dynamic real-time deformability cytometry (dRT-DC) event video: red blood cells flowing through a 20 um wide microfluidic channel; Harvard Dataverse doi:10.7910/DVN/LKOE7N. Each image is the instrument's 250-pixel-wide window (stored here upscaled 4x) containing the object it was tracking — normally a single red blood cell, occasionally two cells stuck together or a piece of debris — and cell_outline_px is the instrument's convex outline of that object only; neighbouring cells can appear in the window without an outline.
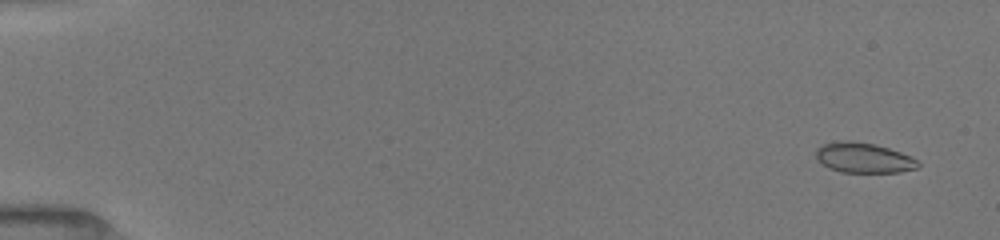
{"species": "common noctule bat (a hibernating species)", "species_latin": "Nyctalus noctula", "temperature_condition": "room temperature", "stored_images_in_passage": 17, "camera_frame_rate_fps": 3000, "um_per_image_px": 0.085, "animal": {"sex": "female", "body_mass_g": 19.5, "forearm_length_mm": 54.1}, "frame": {"image": 1, "passage_image": 2, "time_ms": 0.667, "image_size_px": [1000, 240], "cell_outline_px": [[920, 164], [916, 168], [900, 172], [840, 172], [828, 168], [816, 160], [816, 148], [824, 144], [844, 140], [852, 140], [876, 144], [912, 156], [920, 160]], "centroid_in_image_um": [73.41, 13.41], "position_along_channel_um": 11.6, "area_um2": 18.15}}
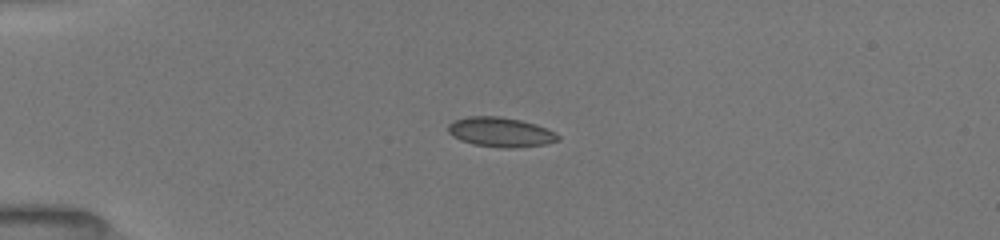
{"frame": {"image": 2, "passage_image": 11, "time_ms": 4.333, "image_size_px": [1000, 240], "cell_outline_px": [[560, 140], [548, 144], [516, 148], [500, 148], [472, 144], [460, 140], [452, 136], [448, 132], [448, 124], [456, 120], [468, 116], [500, 116], [520, 120], [536, 124], [548, 128], [556, 132], [560, 136]], "centroid_in_image_um": [42.59, 11.24], "position_along_channel_um": 42.4, "area_um2": 19.31}}
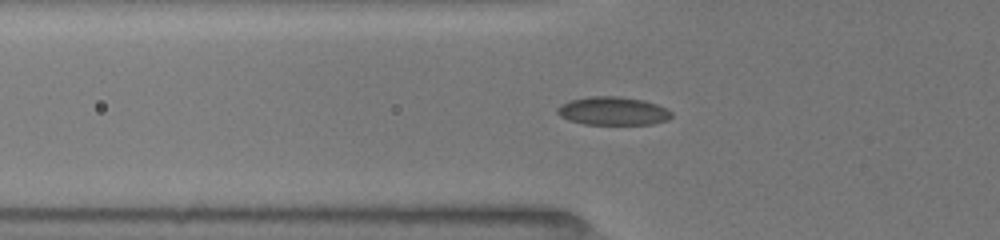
{"frame": {"image": 3, "passage_image": 15, "time_ms": 6.0, "image_size_px": [1000, 240], "cell_outline_px": [[672, 116], [668, 120], [652, 124], [584, 124], [568, 120], [560, 116], [556, 112], [556, 108], [560, 104], [568, 100], [588, 96], [616, 96], [644, 100], [656, 104], [672, 112]], "centroid_in_image_um": [52.05, 9.43], "position_along_channel_um": 73.7, "area_um2": 18.96}}